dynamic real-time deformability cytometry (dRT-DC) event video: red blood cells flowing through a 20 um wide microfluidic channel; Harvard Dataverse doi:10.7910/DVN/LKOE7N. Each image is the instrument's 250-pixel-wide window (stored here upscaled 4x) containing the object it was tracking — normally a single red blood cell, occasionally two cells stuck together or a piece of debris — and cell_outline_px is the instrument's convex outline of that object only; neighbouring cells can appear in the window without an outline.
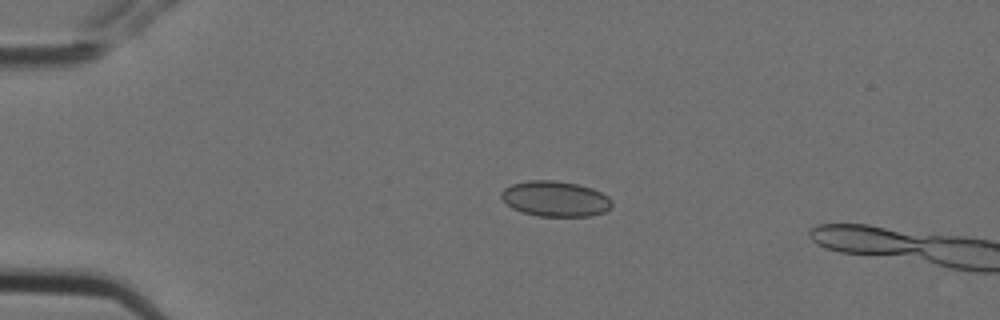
{"species": "Egyptian fruit bat (a non-hibernating species)", "species_latin": "Rousettus aegyptiacus", "temperature_condition": "cold", "stored_images_in_passage": 4, "camera_frame_rate_fps": 3000, "um_per_image_px": 0.085, "animal": {"sex": "female"}, "frame": {"image": 1, "passage_image": 3, "time_ms": 0.667, "image_size_px": [1000, 320], "cell_outline_px": [[612, 208], [604, 212], [592, 216], [536, 216], [520, 212], [512, 208], [500, 196], [500, 192], [504, 188], [512, 184], [528, 180], [552, 180], [576, 184], [592, 188], [608, 196], [612, 200]], "centroid_in_image_um": [47.2, 16.9], "position_along_channel_um": 37.8, "area_um2": 23.0}}